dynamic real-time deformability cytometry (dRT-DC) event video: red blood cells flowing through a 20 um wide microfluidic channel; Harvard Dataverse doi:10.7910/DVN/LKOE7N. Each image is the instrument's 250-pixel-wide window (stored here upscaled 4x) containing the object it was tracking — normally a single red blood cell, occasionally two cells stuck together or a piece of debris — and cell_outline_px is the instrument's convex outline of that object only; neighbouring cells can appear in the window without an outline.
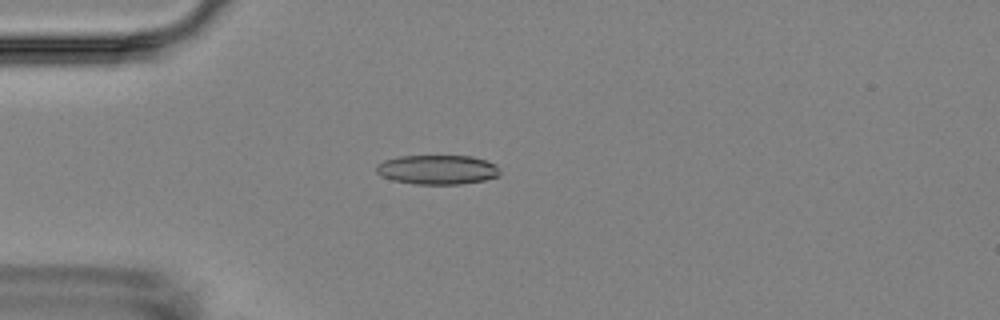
{"species": "Egyptian fruit bat (a non-hibernating species)", "species_latin": "Rousettus aegyptiacus", "temperature_condition": "room temperature", "stored_images_in_passage": 8, "camera_frame_rate_fps": 3000, "um_per_image_px": 0.085, "animal": {"sex": "female"}, "frame": {"image": 1, "passage_image": 4, "time_ms": 4.667, "image_size_px": [1000, 320], "cell_outline_px": [[500, 176], [484, 180], [460, 184], [412, 184], [392, 180], [380, 176], [376, 172], [376, 164], [384, 160], [400, 156], [472, 156], [488, 160], [496, 164], [500, 172]], "centroid_in_image_um": [37.18, 14.42], "position_along_channel_um": 47.8, "area_um2": 21.44}}
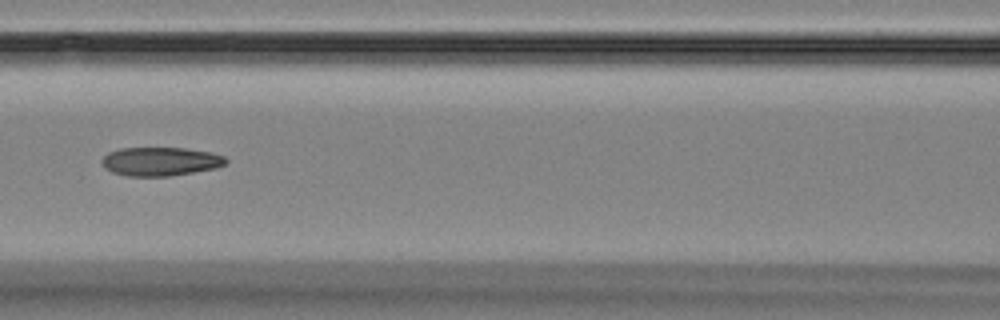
{"frame": {"image": 2, "passage_image": 7, "time_ms": 8.0, "image_size_px": [1000, 320], "cell_outline_px": [[228, 160], [224, 164], [216, 168], [168, 176], [128, 176], [112, 172], [104, 168], [100, 160], [108, 152], [120, 148], [184, 148], [212, 152], [224, 156]], "centroid_in_image_um": [13.61, 13.72], "position_along_channel_um": 153.0, "area_um2": 20.75}}
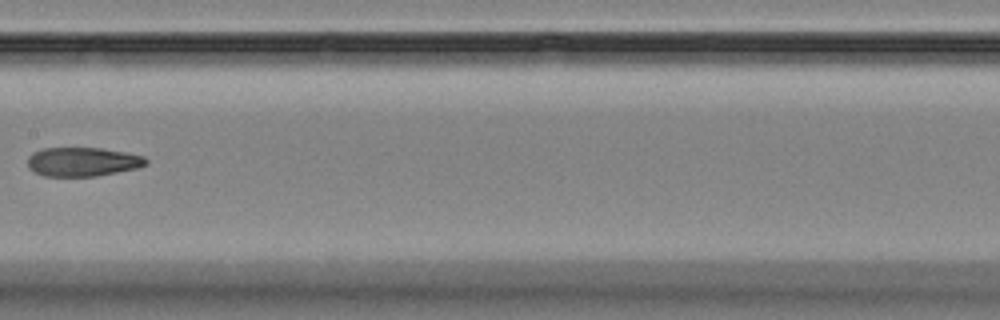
{"frame": {"image": 3, "passage_image": 8, "time_ms": 9.333, "image_size_px": [1000, 320], "cell_outline_px": [[148, 164], [136, 168], [96, 176], [44, 176], [28, 168], [28, 156], [32, 152], [44, 148], [100, 148], [124, 152], [144, 156], [148, 160]], "centroid_in_image_um": [7.01, 13.75], "position_along_channel_um": 200.4, "area_um2": 19.94}}